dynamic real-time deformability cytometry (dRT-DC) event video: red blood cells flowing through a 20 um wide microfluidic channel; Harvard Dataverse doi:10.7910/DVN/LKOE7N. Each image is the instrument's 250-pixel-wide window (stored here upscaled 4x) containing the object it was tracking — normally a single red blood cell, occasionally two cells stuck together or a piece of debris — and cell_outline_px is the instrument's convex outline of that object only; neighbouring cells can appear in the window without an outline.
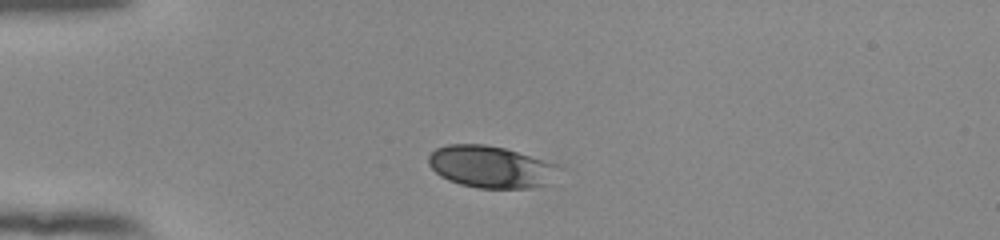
{"species": "human", "species_latin": "Homo sapiens", "temperature_condition": "room temperature", "stored_images_in_passage": 41, "camera_frame_rate_fps": 3000, "um_per_image_px": 0.085, "donor": {"sex": "female"}, "frame": {"image": 1, "passage_image": 1, "time_ms": 0.0, "image_size_px": [1000, 240], "cell_outline_px": [[560, 168], [544, 184], [528, 188], [480, 188], [460, 184], [448, 180], [440, 176], [428, 164], [428, 156], [436, 148], [448, 144], [484, 144], [504, 148], [556, 164]], "centroid_in_image_um": [41.63, 14.17], "position_along_channel_um": 43.4, "area_um2": 31.33}}
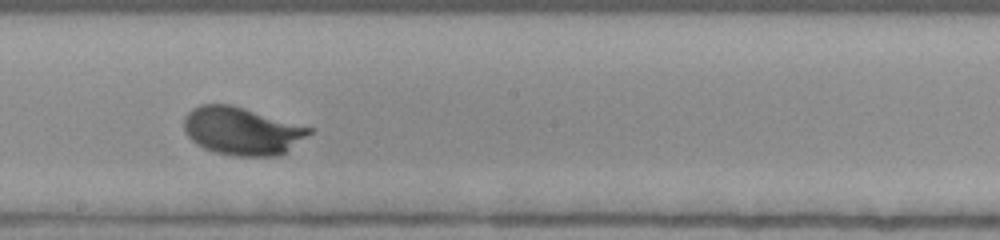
{"frame": {"image": 2, "passage_image": 18, "time_ms": 5.667, "image_size_px": [1000, 240], "cell_outline_px": [[316, 128], [312, 132], [280, 156], [236, 156], [216, 152], [204, 148], [196, 144], [184, 132], [184, 116], [192, 108], [200, 104], [232, 104]], "centroid_in_image_um": [20.58, 11.12], "position_along_channel_um": 227.6, "area_um2": 35.26}}
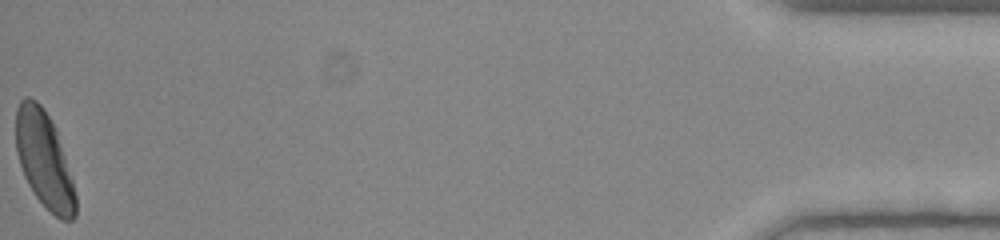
{"frame": {"image": 3, "passage_image": 41, "time_ms": 13.333, "image_size_px": [1000, 240], "cell_outline_px": [[76, 216], [72, 220], [60, 220], [36, 196], [28, 184], [24, 176], [16, 152], [16, 108], [20, 100], [24, 96], [28, 96], [36, 100], [44, 108], [56, 128], [72, 180], [76, 196]], "centroid_in_image_um": [3.74, 13.54], "position_along_channel_um": 431.5, "area_um2": 33.35}, "authors_computed_cell_mechanics": {"area_um2": 33.4084, "velocity_mm_per_s": 3.8312, "shape_relaxation_time_tau1_ms": 2.1191, "shape_relaxation_time_tau2_ms": null, "deformation_change_tau1": 0.1444, "deformation_change_tau2": null}}